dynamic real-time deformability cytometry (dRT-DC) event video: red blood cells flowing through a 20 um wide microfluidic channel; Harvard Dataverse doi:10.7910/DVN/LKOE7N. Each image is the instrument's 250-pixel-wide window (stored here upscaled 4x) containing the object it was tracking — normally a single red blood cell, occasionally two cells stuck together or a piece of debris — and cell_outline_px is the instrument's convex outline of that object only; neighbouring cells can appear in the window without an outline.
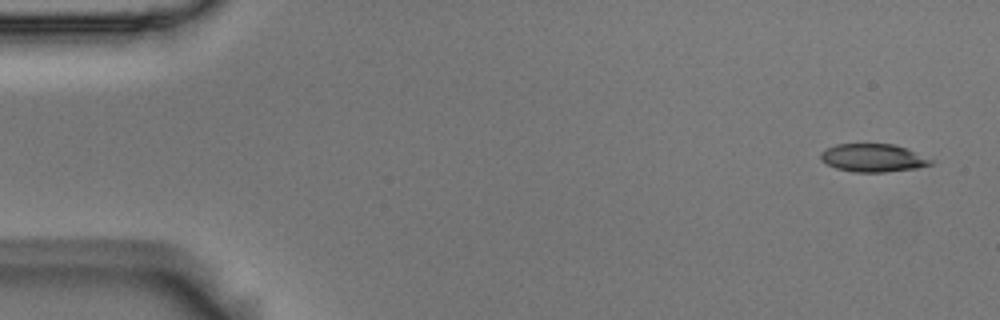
{"species": "Egyptian fruit bat (a non-hibernating species)", "species_latin": "Rousettus aegyptiacus", "temperature_condition": "room temperature", "stored_images_in_passage": 53, "camera_frame_rate_fps": 3000, "um_per_image_px": 0.085, "animal": {"sex": "male"}, "frame": {"image": 1, "passage_image": 1, "time_ms": 0.0, "image_size_px": [1000, 320], "cell_outline_px": [[936, 160], [932, 164], [916, 168], [884, 172], [852, 172], [836, 168], [820, 160], [820, 152], [836, 144], [892, 144], [904, 148]], "centroid_in_image_um": [74.21, 13.43], "position_along_channel_um": 10.8, "area_um2": 17.92}}
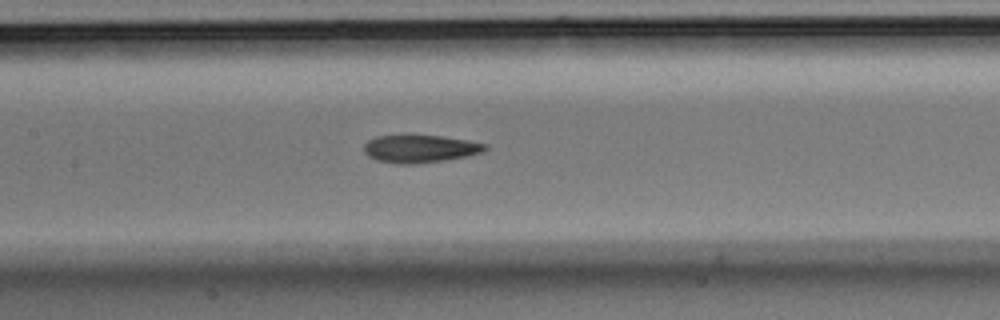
{"frame": {"image": 2, "passage_image": 24, "time_ms": 7.667, "image_size_px": [1000, 320], "cell_outline_px": [[488, 148], [484, 152], [444, 160], [416, 164], [396, 164], [376, 160], [368, 156], [364, 152], [364, 144], [368, 140], [376, 136], [440, 136], [468, 140], [488, 144]], "centroid_in_image_um": [35.7, 12.65], "position_along_channel_um": 171.7, "area_um2": 19.48}}
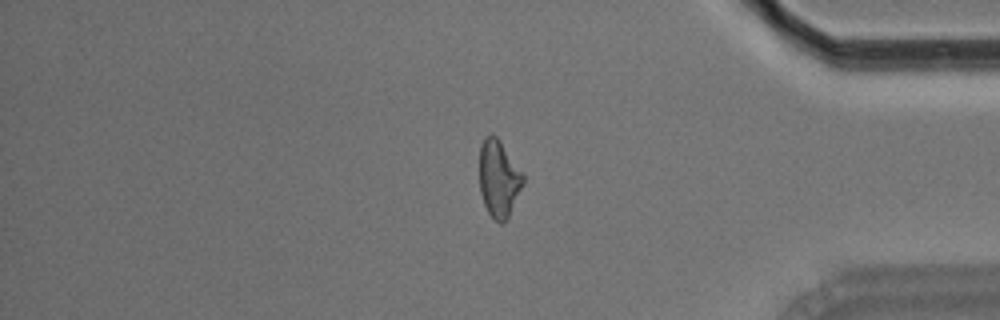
{"frame": {"image": 3, "passage_image": 44, "time_ms": 14.333, "image_size_px": [1000, 320], "cell_outline_px": [[524, 184], [508, 216], [500, 224], [488, 212], [484, 204], [480, 192], [480, 144], [484, 136], [492, 132], [496, 136], [524, 172]], "centroid_in_image_um": [42.4, 15.12], "position_along_channel_um": 392.8, "area_um2": 19.65}, "authors_computed_cell_mechanics": {"area_um2": 19.652, "velocity_mm_per_s": 3.6916, "shape_relaxation_time_tau1_ms": 7.8532, "shape_relaxation_time_tau2_ms": 3.1326, "deformation_change_tau1": 0.194, "deformation_change_tau2": 0.1197}}